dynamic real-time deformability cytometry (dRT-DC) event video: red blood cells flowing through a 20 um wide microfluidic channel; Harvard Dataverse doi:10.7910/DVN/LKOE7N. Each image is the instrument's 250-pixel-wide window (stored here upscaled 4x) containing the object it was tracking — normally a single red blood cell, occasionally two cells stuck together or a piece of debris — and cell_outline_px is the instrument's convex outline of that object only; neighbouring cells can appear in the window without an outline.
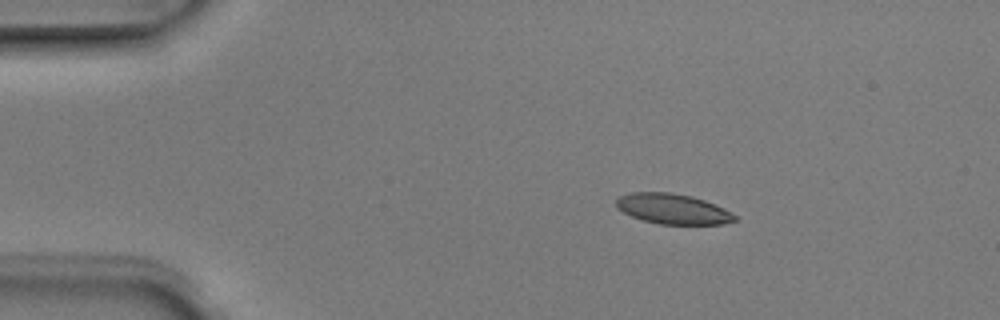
{"species": "Egyptian fruit bat (a non-hibernating species)", "species_latin": "Rousettus aegyptiacus", "temperature_condition": "room temperature", "stored_images_in_passage": 3, "camera_frame_rate_fps": 3000, "um_per_image_px": 0.085, "animal": {"sex": "male"}, "frame": {"image": 1, "passage_image": 1, "time_ms": 0.0, "image_size_px": [1000, 320], "cell_outline_px": [[736, 220], [724, 224], [660, 224], [644, 220], [632, 216], [616, 208], [616, 200], [620, 196], [632, 192], [668, 192], [692, 196], [704, 200], [724, 208], [736, 216]], "centroid_in_image_um": [57.18, 17.75], "position_along_channel_um": 27.8, "area_um2": 20.75}}
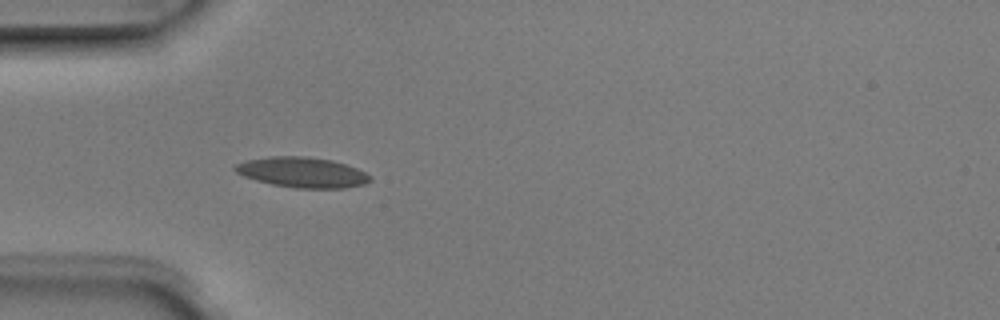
{"frame": {"image": 2, "passage_image": 3, "time_ms": 0.667, "image_size_px": [1000, 320], "cell_outline_px": [[372, 180], [364, 184], [344, 188], [296, 188], [272, 184], [256, 180], [244, 176], [236, 172], [232, 168], [236, 164], [248, 160], [268, 156], [304, 156], [332, 160], [356, 168], [372, 176]], "centroid_in_image_um": [25.69, 14.65], "position_along_channel_um": 59.3, "area_um2": 23.76}}